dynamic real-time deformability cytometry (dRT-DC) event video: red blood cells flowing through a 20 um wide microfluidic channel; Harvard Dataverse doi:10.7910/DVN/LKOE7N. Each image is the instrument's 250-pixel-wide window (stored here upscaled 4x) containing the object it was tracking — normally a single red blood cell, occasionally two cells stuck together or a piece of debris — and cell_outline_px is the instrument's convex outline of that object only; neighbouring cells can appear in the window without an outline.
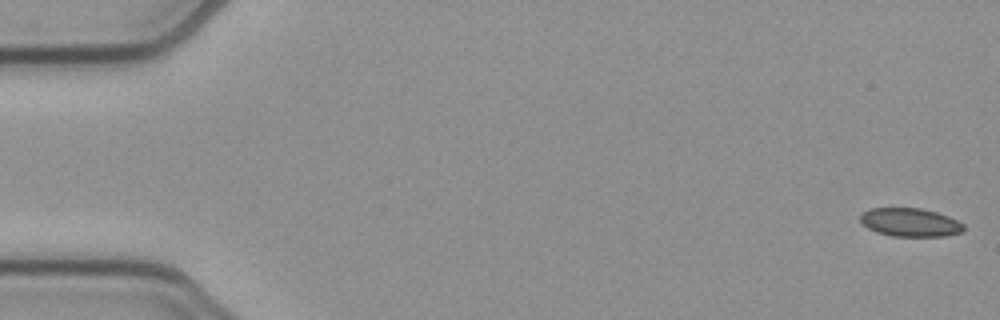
{"species": "common noctule bat (a hibernating species)", "species_latin": "Nyctalus noctula", "temperature_condition": "cold", "stored_images_in_passage": 52, "camera_frame_rate_fps": 3000, "um_per_image_px": 0.085, "animal": {"sex": "female", "body_mass_g": 21.9}, "frame": {"image": 1, "passage_image": 1, "time_ms": 0.0, "image_size_px": [1000, 320], "cell_outline_px": [[964, 228], [960, 232], [944, 236], [892, 236], [876, 232], [868, 228], [860, 220], [860, 216], [864, 212], [872, 208], [920, 208], [936, 212], [948, 216], [964, 224]], "centroid_in_image_um": [77.36, 18.9], "position_along_channel_um": 7.6, "area_um2": 16.94}}
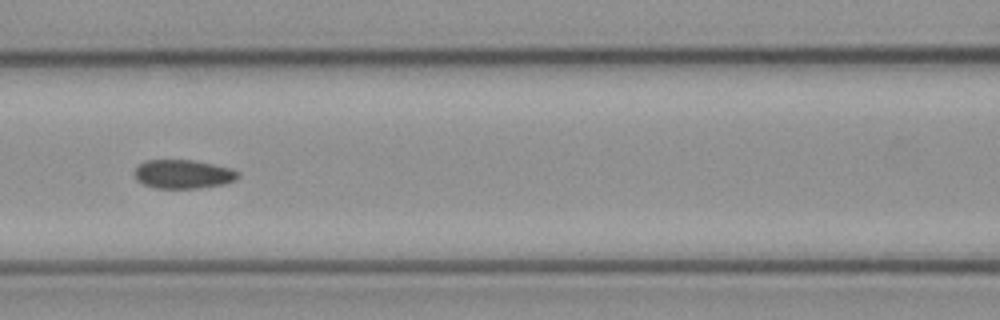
{"frame": {"image": 2, "passage_image": 23, "time_ms": 7.333, "image_size_px": [1000, 320], "cell_outline_px": [[240, 176], [236, 180], [224, 184], [200, 188], [156, 188], [144, 184], [136, 180], [132, 172], [144, 160], [192, 160], [232, 168], [240, 172]], "centroid_in_image_um": [15.57, 14.8], "position_along_channel_um": 151.0, "area_um2": 17.57}}
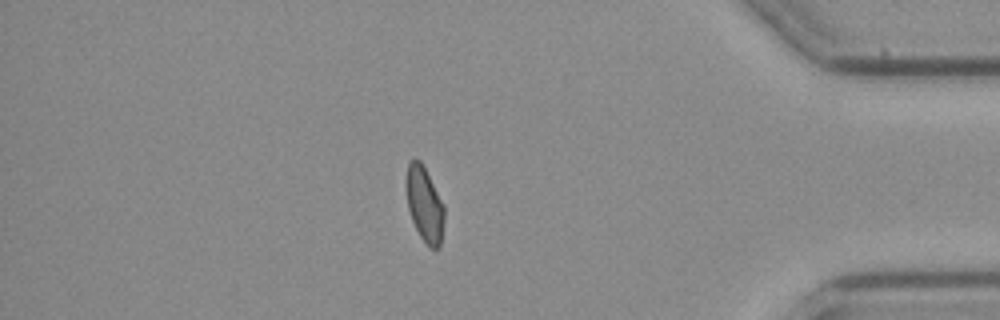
{"frame": {"image": 3, "passage_image": 45, "time_ms": 14.667, "image_size_px": [1000, 320], "cell_outline_px": [[444, 220], [440, 248], [432, 248], [420, 236], [412, 220], [408, 208], [404, 184], [408, 164], [416, 156], [420, 160], [444, 204]], "centroid_in_image_um": [36.07, 17.33], "position_along_channel_um": 399.1, "area_um2": 16.7}, "authors_computed_cell_mechanics": {"area_um2": 17.5134, "velocity_mm_per_s": 3.9061, "shape_relaxation_time_tau1_ms": null, "shape_relaxation_time_tau2_ms": 2.0537, "deformation_change_tau1": null, "deformation_change_tau2": 0.0547}}